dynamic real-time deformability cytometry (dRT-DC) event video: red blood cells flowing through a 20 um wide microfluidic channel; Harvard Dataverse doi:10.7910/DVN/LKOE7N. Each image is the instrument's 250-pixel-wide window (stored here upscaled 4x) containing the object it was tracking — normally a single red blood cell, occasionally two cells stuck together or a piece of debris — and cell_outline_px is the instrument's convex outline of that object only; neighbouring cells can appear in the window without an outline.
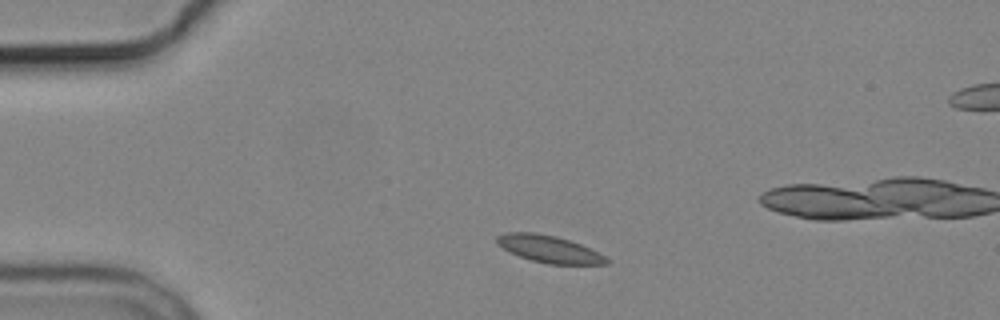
{"species": "common noctule bat (a hibernating species)", "species_latin": "Nyctalus noctula", "temperature_condition": "cold", "stored_images_in_passage": 3, "camera_frame_rate_fps": 3000, "um_per_image_px": 0.085, "animal": {"sex": "male", "body_mass_g": 19.2, "forearm_length_mm": 51.8}, "frame": {"image": 1, "passage_image": 1, "time_ms": 0.0, "image_size_px": [1000, 320], "cell_outline_px": [[612, 260], [608, 264], [548, 264], [532, 260], [508, 252], [496, 244], [496, 236], [504, 232], [536, 232], [556, 236], [580, 244]], "centroid_in_image_um": [46.62, 21.16], "position_along_channel_um": 38.4, "area_um2": 17.34}}